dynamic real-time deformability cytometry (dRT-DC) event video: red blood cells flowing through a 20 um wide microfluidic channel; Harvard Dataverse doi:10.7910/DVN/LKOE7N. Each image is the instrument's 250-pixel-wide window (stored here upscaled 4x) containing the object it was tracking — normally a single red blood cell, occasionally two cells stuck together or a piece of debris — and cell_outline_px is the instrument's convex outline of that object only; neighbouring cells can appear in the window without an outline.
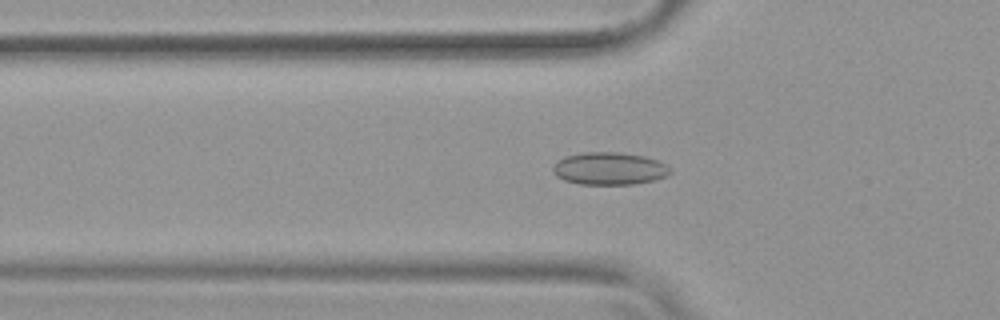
{"species": "common noctule bat (a hibernating species)", "species_latin": "Nyctalus noctula", "temperature_condition": "warm", "stored_images_in_passage": 52, "camera_frame_rate_fps": 3000, "um_per_image_px": 0.085, "animal": {"sex": "female", "body_mass_g": 19.9}, "frame": {"image": 1, "passage_image": 17, "time_ms": 5.333, "image_size_px": [1000, 320], "cell_outline_px": [[672, 172], [668, 176], [656, 180], [632, 184], [580, 184], [564, 180], [556, 176], [552, 172], [552, 168], [556, 160], [564, 156], [584, 152], [620, 152], [644, 156], [668, 164], [672, 168]], "centroid_in_image_um": [51.81, 14.32], "position_along_channel_um": 74.0, "area_um2": 22.6}}
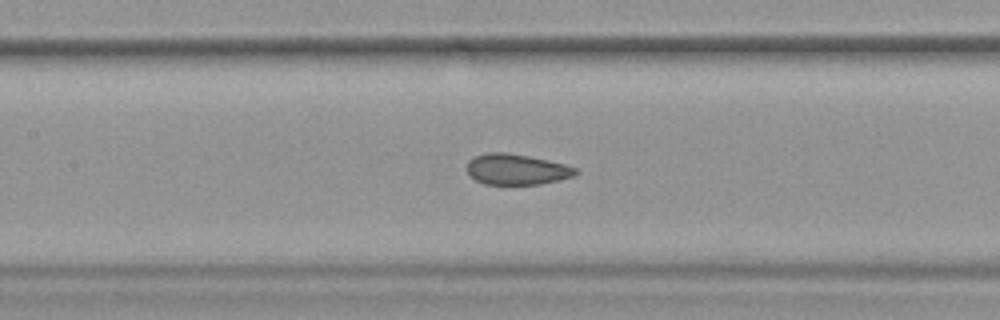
{"frame": {"image": 2, "passage_image": 24, "time_ms": 7.667, "image_size_px": [1000, 320], "cell_outline_px": [[580, 172], [572, 176], [540, 184], [484, 184], [476, 180], [468, 172], [468, 160], [476, 156], [488, 152], [504, 152], [528, 156], [548, 160], [564, 164], [576, 168]], "centroid_in_image_um": [43.91, 14.39], "position_along_channel_um": 163.5, "area_um2": 19.19}}
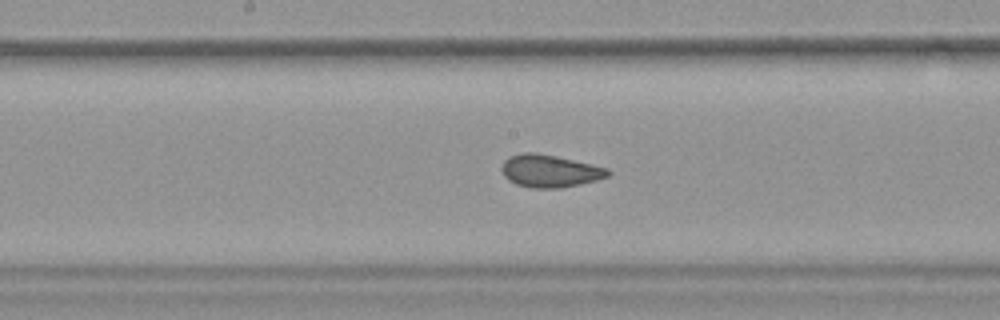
{"frame": {"image": 3, "passage_image": 27, "time_ms": 8.667, "image_size_px": [1000, 320], "cell_outline_px": [[612, 172], [608, 176], [596, 180], [580, 184], [560, 188], [532, 188], [516, 184], [508, 180], [504, 176], [500, 168], [504, 160], [508, 156], [520, 152], [536, 152], [556, 156], [592, 164], [608, 168]], "centroid_in_image_um": [46.7, 14.52], "position_along_channel_um": 201.5, "area_um2": 20.35}, "authors_computed_cell_mechanics": {"area_um2": 21.0103, "velocity_mm_per_s": 3.8118, "shape_relaxation_time_tau1_ms": null, "shape_relaxation_time_tau2_ms": 0.9856, "deformation_change_tau1": null, "deformation_change_tau2": 0.0631}}